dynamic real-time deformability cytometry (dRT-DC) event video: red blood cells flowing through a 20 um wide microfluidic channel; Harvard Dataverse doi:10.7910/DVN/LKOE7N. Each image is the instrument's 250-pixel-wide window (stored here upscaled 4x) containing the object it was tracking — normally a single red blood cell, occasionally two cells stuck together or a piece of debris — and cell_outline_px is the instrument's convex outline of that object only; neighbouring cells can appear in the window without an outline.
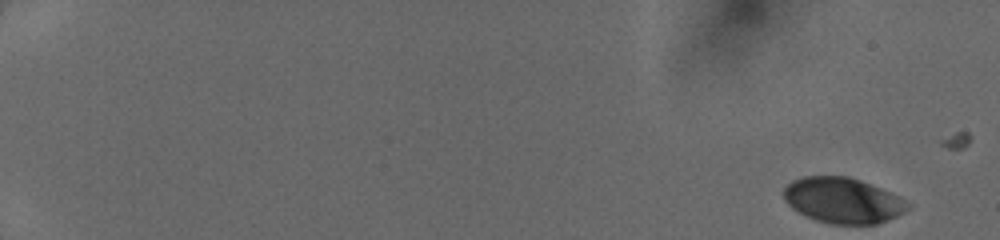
{"species": "human", "species_latin": "Homo sapiens", "temperature_condition": "cold", "stored_images_in_passage": 21, "camera_frame_rate_fps": 3000, "um_per_image_px": 0.085, "donor": {"sex": "female"}, "frame": {"image": 1, "passage_image": 1, "time_ms": 0.0, "image_size_px": [1000, 240], "cell_outline_px": [[912, 208], [888, 220], [876, 224], [828, 224], [816, 220], [792, 208], [784, 200], [784, 188], [792, 180], [804, 176], [848, 176], [860, 180], [892, 192], [900, 196], [912, 204]], "centroid_in_image_um": [71.69, 17.03], "position_along_channel_um": 13.3, "area_um2": 33.18}}
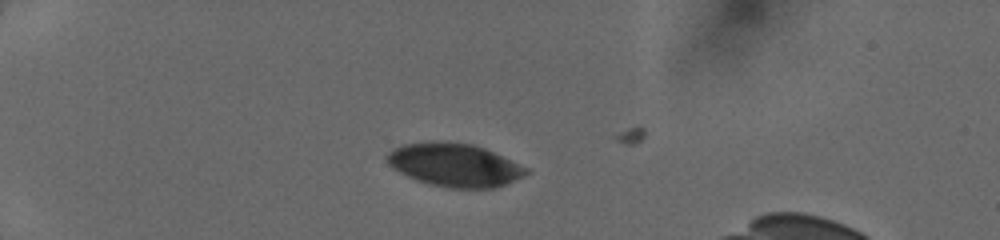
{"frame": {"image": 2, "passage_image": 18, "time_ms": 4.333, "image_size_px": [1000, 240], "cell_outline_px": [[532, 172], [524, 176], [504, 184], [492, 188], [448, 188], [428, 184], [416, 180], [392, 168], [388, 164], [384, 156], [388, 152], [404, 144], [472, 144], [484, 148], [528, 168]], "centroid_in_image_um": [38.65, 14.07], "position_along_channel_um": 46.3, "area_um2": 34.1}}